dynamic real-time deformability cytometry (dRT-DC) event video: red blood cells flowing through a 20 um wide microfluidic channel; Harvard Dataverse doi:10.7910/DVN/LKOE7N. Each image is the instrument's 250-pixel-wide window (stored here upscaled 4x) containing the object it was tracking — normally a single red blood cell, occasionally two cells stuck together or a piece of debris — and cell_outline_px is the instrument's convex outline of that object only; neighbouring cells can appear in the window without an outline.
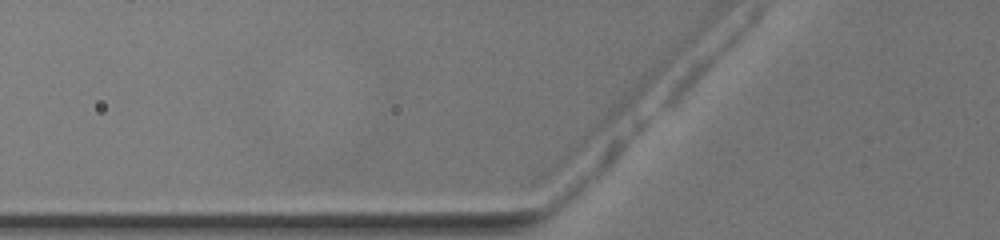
{"species": "common noctule bat (a hibernating species)", "species_latin": "Nyctalus noctula", "temperature_condition": "warm", "stored_images_in_passage": 2, "camera_frame_rate_fps": 3000, "um_per_image_px": 0.085, "animal": {"sex": "female", "body_mass_g": 19.5, "forearm_length_mm": 54.1}, "frame": {"image": 1, "passage_image": 2, "time_ms": 0.333, "image_size_px": [1000, 240], "cell_outline_px": [[664, 68], [648, 88], [620, 116], [556, 172], [548, 176], [540, 176], [540, 164], [656, 68]], "centroid_in_image_um": [50.65, 10.78], "position_along_channel_um": 75.2, "area_um2": 15.32}}